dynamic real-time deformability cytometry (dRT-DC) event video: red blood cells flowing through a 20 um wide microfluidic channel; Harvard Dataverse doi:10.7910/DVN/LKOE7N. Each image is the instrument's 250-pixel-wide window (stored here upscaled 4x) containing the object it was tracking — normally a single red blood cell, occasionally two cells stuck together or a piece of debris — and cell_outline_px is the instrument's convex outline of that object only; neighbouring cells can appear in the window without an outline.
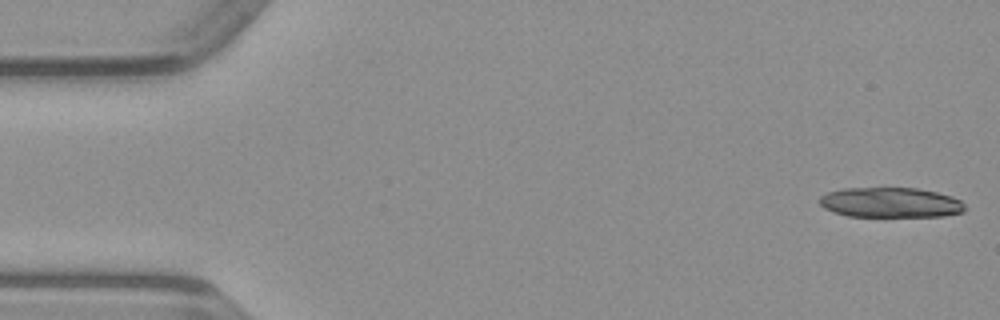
{"species": "common noctule bat (a hibernating species)", "species_latin": "Nyctalus noctula", "temperature_condition": "warm", "stored_images_in_passage": 32, "camera_frame_rate_fps": 3000, "um_per_image_px": 0.085, "animal": {"sex": "male", "body_mass_g": 23.1, "forearm_length_mm": 52.7}, "frame": {"image": 1, "passage_image": 1, "time_ms": 0.0, "image_size_px": [1000, 320], "cell_outline_px": [[968, 208], [964, 212], [944, 216], [848, 216], [832, 212], [824, 208], [820, 204], [820, 196], [828, 192], [844, 188], [916, 188], [936, 192], [952, 196], [960, 200]], "centroid_in_image_um": [75.72, 17.22], "position_along_channel_um": 9.3, "area_um2": 25.55}}
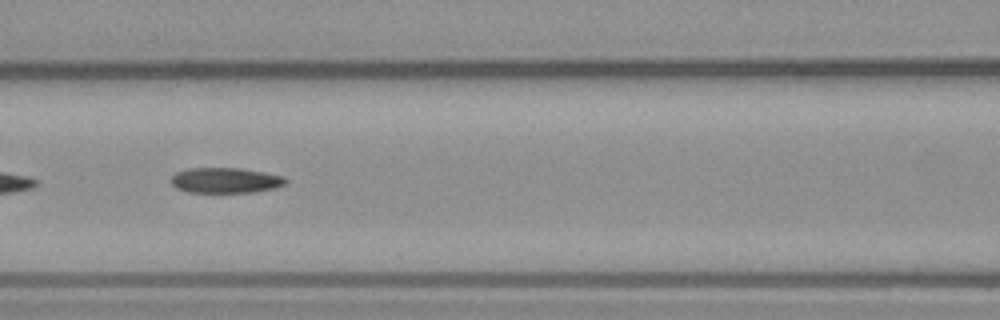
{"frame": {"image": 2, "passage_image": 21, "time_ms": 6.667, "image_size_px": [1000, 320], "cell_outline_px": [[288, 180], [284, 184], [276, 188], [252, 192], [188, 192], [176, 188], [168, 180], [176, 172], [188, 168], [240, 168], [264, 172], [284, 176]], "centroid_in_image_um": [19.14, 15.32], "position_along_channel_um": 147.5, "area_um2": 17.05}}